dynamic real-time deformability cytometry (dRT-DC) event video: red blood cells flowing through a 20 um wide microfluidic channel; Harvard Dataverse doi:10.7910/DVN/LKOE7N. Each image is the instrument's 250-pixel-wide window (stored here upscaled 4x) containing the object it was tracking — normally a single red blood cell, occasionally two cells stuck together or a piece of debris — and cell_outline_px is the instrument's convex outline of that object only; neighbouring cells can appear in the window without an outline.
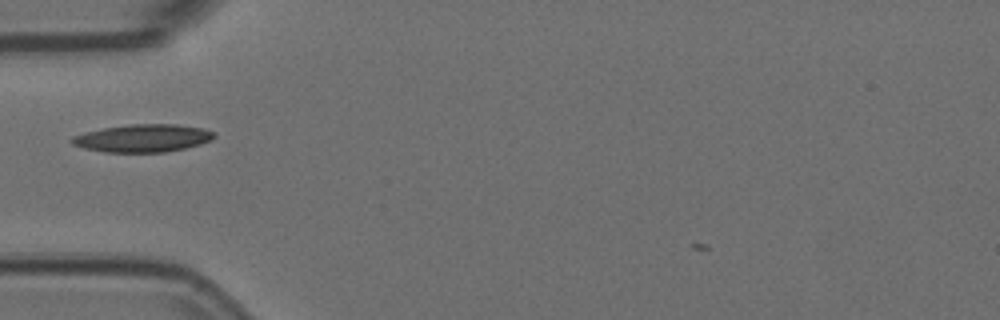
{"species": "Egyptian fruit bat (a non-hibernating species)", "species_latin": "Rousettus aegyptiacus", "temperature_condition": "room temperature", "stored_images_in_passage": 3, "camera_frame_rate_fps": 3000, "um_per_image_px": 0.085, "animal": {"sex": "female"}, "frame": {"image": 1, "passage_image": 3, "time_ms": 0.667, "image_size_px": [1000, 320], "cell_outline_px": [[216, 136], [212, 140], [200, 144], [184, 148], [164, 152], [104, 152], [84, 148], [72, 144], [68, 140], [72, 136], [104, 128], [128, 124], [176, 124], [204, 128], [212, 132]], "centroid_in_image_um": [12.14, 11.74], "position_along_channel_um": 72.9, "area_um2": 22.95}}